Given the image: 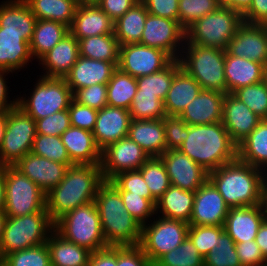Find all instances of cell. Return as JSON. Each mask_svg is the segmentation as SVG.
<instances>
[{
    "label": "cell",
    "mask_w": 267,
    "mask_h": 266,
    "mask_svg": "<svg viewBox=\"0 0 267 266\" xmlns=\"http://www.w3.org/2000/svg\"><path fill=\"white\" fill-rule=\"evenodd\" d=\"M37 19L25 0L0 1V27L2 32L25 33L30 42Z\"/></svg>",
    "instance_id": "30"
},
{
    "label": "cell",
    "mask_w": 267,
    "mask_h": 266,
    "mask_svg": "<svg viewBox=\"0 0 267 266\" xmlns=\"http://www.w3.org/2000/svg\"><path fill=\"white\" fill-rule=\"evenodd\" d=\"M53 231L54 222L47 211L7 216L0 242V261L12 252L45 244Z\"/></svg>",
    "instance_id": "5"
},
{
    "label": "cell",
    "mask_w": 267,
    "mask_h": 266,
    "mask_svg": "<svg viewBox=\"0 0 267 266\" xmlns=\"http://www.w3.org/2000/svg\"><path fill=\"white\" fill-rule=\"evenodd\" d=\"M131 117L129 110L106 105L98 110L93 136L97 147L102 151L109 144L128 135Z\"/></svg>",
    "instance_id": "19"
},
{
    "label": "cell",
    "mask_w": 267,
    "mask_h": 266,
    "mask_svg": "<svg viewBox=\"0 0 267 266\" xmlns=\"http://www.w3.org/2000/svg\"><path fill=\"white\" fill-rule=\"evenodd\" d=\"M260 120L259 116L232 93L225 94L222 124L236 145L243 141L257 127Z\"/></svg>",
    "instance_id": "20"
},
{
    "label": "cell",
    "mask_w": 267,
    "mask_h": 266,
    "mask_svg": "<svg viewBox=\"0 0 267 266\" xmlns=\"http://www.w3.org/2000/svg\"><path fill=\"white\" fill-rule=\"evenodd\" d=\"M139 0H96L95 3L115 22Z\"/></svg>",
    "instance_id": "60"
},
{
    "label": "cell",
    "mask_w": 267,
    "mask_h": 266,
    "mask_svg": "<svg viewBox=\"0 0 267 266\" xmlns=\"http://www.w3.org/2000/svg\"><path fill=\"white\" fill-rule=\"evenodd\" d=\"M242 23L243 18L238 11L219 6L185 30V43L226 51L229 41Z\"/></svg>",
    "instance_id": "9"
},
{
    "label": "cell",
    "mask_w": 267,
    "mask_h": 266,
    "mask_svg": "<svg viewBox=\"0 0 267 266\" xmlns=\"http://www.w3.org/2000/svg\"><path fill=\"white\" fill-rule=\"evenodd\" d=\"M232 94L261 119H267V83L265 81L239 88Z\"/></svg>",
    "instance_id": "47"
},
{
    "label": "cell",
    "mask_w": 267,
    "mask_h": 266,
    "mask_svg": "<svg viewBox=\"0 0 267 266\" xmlns=\"http://www.w3.org/2000/svg\"><path fill=\"white\" fill-rule=\"evenodd\" d=\"M14 167L45 193H48L64 179L68 169L66 164L51 161L32 152L26 154Z\"/></svg>",
    "instance_id": "21"
},
{
    "label": "cell",
    "mask_w": 267,
    "mask_h": 266,
    "mask_svg": "<svg viewBox=\"0 0 267 266\" xmlns=\"http://www.w3.org/2000/svg\"><path fill=\"white\" fill-rule=\"evenodd\" d=\"M70 33L77 39L114 34V21L95 3H79Z\"/></svg>",
    "instance_id": "24"
},
{
    "label": "cell",
    "mask_w": 267,
    "mask_h": 266,
    "mask_svg": "<svg viewBox=\"0 0 267 266\" xmlns=\"http://www.w3.org/2000/svg\"><path fill=\"white\" fill-rule=\"evenodd\" d=\"M61 139L73 164H101V150L97 147L92 132L70 126L61 135Z\"/></svg>",
    "instance_id": "28"
},
{
    "label": "cell",
    "mask_w": 267,
    "mask_h": 266,
    "mask_svg": "<svg viewBox=\"0 0 267 266\" xmlns=\"http://www.w3.org/2000/svg\"><path fill=\"white\" fill-rule=\"evenodd\" d=\"M71 126L93 132L98 110L79 104L74 99L68 108Z\"/></svg>",
    "instance_id": "56"
},
{
    "label": "cell",
    "mask_w": 267,
    "mask_h": 266,
    "mask_svg": "<svg viewBox=\"0 0 267 266\" xmlns=\"http://www.w3.org/2000/svg\"><path fill=\"white\" fill-rule=\"evenodd\" d=\"M95 205L107 246H138L142 225L126 210L119 190L104 181L97 190Z\"/></svg>",
    "instance_id": "4"
},
{
    "label": "cell",
    "mask_w": 267,
    "mask_h": 266,
    "mask_svg": "<svg viewBox=\"0 0 267 266\" xmlns=\"http://www.w3.org/2000/svg\"><path fill=\"white\" fill-rule=\"evenodd\" d=\"M131 119L157 120L163 119L167 114L164 101L154 93H141L137 90L136 95L129 108Z\"/></svg>",
    "instance_id": "43"
},
{
    "label": "cell",
    "mask_w": 267,
    "mask_h": 266,
    "mask_svg": "<svg viewBox=\"0 0 267 266\" xmlns=\"http://www.w3.org/2000/svg\"><path fill=\"white\" fill-rule=\"evenodd\" d=\"M119 192L126 210L142 226L156 216V206L149 199L128 191Z\"/></svg>",
    "instance_id": "52"
},
{
    "label": "cell",
    "mask_w": 267,
    "mask_h": 266,
    "mask_svg": "<svg viewBox=\"0 0 267 266\" xmlns=\"http://www.w3.org/2000/svg\"><path fill=\"white\" fill-rule=\"evenodd\" d=\"M255 241L263 256L267 259V221L264 220L263 223L260 225L258 232L256 234Z\"/></svg>",
    "instance_id": "65"
},
{
    "label": "cell",
    "mask_w": 267,
    "mask_h": 266,
    "mask_svg": "<svg viewBox=\"0 0 267 266\" xmlns=\"http://www.w3.org/2000/svg\"><path fill=\"white\" fill-rule=\"evenodd\" d=\"M6 130V113H0V147Z\"/></svg>",
    "instance_id": "67"
},
{
    "label": "cell",
    "mask_w": 267,
    "mask_h": 266,
    "mask_svg": "<svg viewBox=\"0 0 267 266\" xmlns=\"http://www.w3.org/2000/svg\"><path fill=\"white\" fill-rule=\"evenodd\" d=\"M5 206V166H0V211Z\"/></svg>",
    "instance_id": "66"
},
{
    "label": "cell",
    "mask_w": 267,
    "mask_h": 266,
    "mask_svg": "<svg viewBox=\"0 0 267 266\" xmlns=\"http://www.w3.org/2000/svg\"><path fill=\"white\" fill-rule=\"evenodd\" d=\"M237 159L263 171L267 170V119L237 145Z\"/></svg>",
    "instance_id": "34"
},
{
    "label": "cell",
    "mask_w": 267,
    "mask_h": 266,
    "mask_svg": "<svg viewBox=\"0 0 267 266\" xmlns=\"http://www.w3.org/2000/svg\"><path fill=\"white\" fill-rule=\"evenodd\" d=\"M33 84V88L28 91L30 94L21 95L20 91V95L17 94L16 98L17 106L34 120L69 108L73 93L64 78H47L37 75Z\"/></svg>",
    "instance_id": "7"
},
{
    "label": "cell",
    "mask_w": 267,
    "mask_h": 266,
    "mask_svg": "<svg viewBox=\"0 0 267 266\" xmlns=\"http://www.w3.org/2000/svg\"><path fill=\"white\" fill-rule=\"evenodd\" d=\"M264 81L267 83V64L265 65Z\"/></svg>",
    "instance_id": "70"
},
{
    "label": "cell",
    "mask_w": 267,
    "mask_h": 266,
    "mask_svg": "<svg viewBox=\"0 0 267 266\" xmlns=\"http://www.w3.org/2000/svg\"><path fill=\"white\" fill-rule=\"evenodd\" d=\"M188 228L189 224L183 221L156 215L142 226L138 246L154 264L162 255L174 250L186 239Z\"/></svg>",
    "instance_id": "12"
},
{
    "label": "cell",
    "mask_w": 267,
    "mask_h": 266,
    "mask_svg": "<svg viewBox=\"0 0 267 266\" xmlns=\"http://www.w3.org/2000/svg\"><path fill=\"white\" fill-rule=\"evenodd\" d=\"M229 207L215 186L207 180L195 191L189 225L223 226Z\"/></svg>",
    "instance_id": "17"
},
{
    "label": "cell",
    "mask_w": 267,
    "mask_h": 266,
    "mask_svg": "<svg viewBox=\"0 0 267 266\" xmlns=\"http://www.w3.org/2000/svg\"><path fill=\"white\" fill-rule=\"evenodd\" d=\"M150 156L128 136L101 151V171L105 181L119 173L138 170Z\"/></svg>",
    "instance_id": "15"
},
{
    "label": "cell",
    "mask_w": 267,
    "mask_h": 266,
    "mask_svg": "<svg viewBox=\"0 0 267 266\" xmlns=\"http://www.w3.org/2000/svg\"><path fill=\"white\" fill-rule=\"evenodd\" d=\"M118 63L89 59L79 55L77 62L64 77L72 93L95 84H107Z\"/></svg>",
    "instance_id": "25"
},
{
    "label": "cell",
    "mask_w": 267,
    "mask_h": 266,
    "mask_svg": "<svg viewBox=\"0 0 267 266\" xmlns=\"http://www.w3.org/2000/svg\"><path fill=\"white\" fill-rule=\"evenodd\" d=\"M37 134L61 136L70 126L68 109L35 120Z\"/></svg>",
    "instance_id": "55"
},
{
    "label": "cell",
    "mask_w": 267,
    "mask_h": 266,
    "mask_svg": "<svg viewBox=\"0 0 267 266\" xmlns=\"http://www.w3.org/2000/svg\"><path fill=\"white\" fill-rule=\"evenodd\" d=\"M224 73L226 94L235 90L264 81L265 65L247 58L230 55L225 51Z\"/></svg>",
    "instance_id": "27"
},
{
    "label": "cell",
    "mask_w": 267,
    "mask_h": 266,
    "mask_svg": "<svg viewBox=\"0 0 267 266\" xmlns=\"http://www.w3.org/2000/svg\"><path fill=\"white\" fill-rule=\"evenodd\" d=\"M78 57L79 42L71 33H68L37 61L39 69L44 71L39 75L47 78H64L77 62Z\"/></svg>",
    "instance_id": "23"
},
{
    "label": "cell",
    "mask_w": 267,
    "mask_h": 266,
    "mask_svg": "<svg viewBox=\"0 0 267 266\" xmlns=\"http://www.w3.org/2000/svg\"><path fill=\"white\" fill-rule=\"evenodd\" d=\"M46 210V193L14 166H5L6 216L19 217Z\"/></svg>",
    "instance_id": "10"
},
{
    "label": "cell",
    "mask_w": 267,
    "mask_h": 266,
    "mask_svg": "<svg viewBox=\"0 0 267 266\" xmlns=\"http://www.w3.org/2000/svg\"><path fill=\"white\" fill-rule=\"evenodd\" d=\"M235 249L242 266H266L267 259L255 240L236 243Z\"/></svg>",
    "instance_id": "57"
},
{
    "label": "cell",
    "mask_w": 267,
    "mask_h": 266,
    "mask_svg": "<svg viewBox=\"0 0 267 266\" xmlns=\"http://www.w3.org/2000/svg\"><path fill=\"white\" fill-rule=\"evenodd\" d=\"M6 214L4 211H0V242H1V238L3 235V228H4V223L6 220Z\"/></svg>",
    "instance_id": "69"
},
{
    "label": "cell",
    "mask_w": 267,
    "mask_h": 266,
    "mask_svg": "<svg viewBox=\"0 0 267 266\" xmlns=\"http://www.w3.org/2000/svg\"><path fill=\"white\" fill-rule=\"evenodd\" d=\"M79 55L89 59L119 63V43L115 34L96 35L78 40Z\"/></svg>",
    "instance_id": "39"
},
{
    "label": "cell",
    "mask_w": 267,
    "mask_h": 266,
    "mask_svg": "<svg viewBox=\"0 0 267 266\" xmlns=\"http://www.w3.org/2000/svg\"><path fill=\"white\" fill-rule=\"evenodd\" d=\"M35 120L17 105L6 112V130L0 147V166H14L32 151Z\"/></svg>",
    "instance_id": "11"
},
{
    "label": "cell",
    "mask_w": 267,
    "mask_h": 266,
    "mask_svg": "<svg viewBox=\"0 0 267 266\" xmlns=\"http://www.w3.org/2000/svg\"><path fill=\"white\" fill-rule=\"evenodd\" d=\"M263 204L229 208L224 222V231L235 243L255 240L260 225L266 219Z\"/></svg>",
    "instance_id": "22"
},
{
    "label": "cell",
    "mask_w": 267,
    "mask_h": 266,
    "mask_svg": "<svg viewBox=\"0 0 267 266\" xmlns=\"http://www.w3.org/2000/svg\"><path fill=\"white\" fill-rule=\"evenodd\" d=\"M242 18L245 23L267 25V0H253Z\"/></svg>",
    "instance_id": "61"
},
{
    "label": "cell",
    "mask_w": 267,
    "mask_h": 266,
    "mask_svg": "<svg viewBox=\"0 0 267 266\" xmlns=\"http://www.w3.org/2000/svg\"><path fill=\"white\" fill-rule=\"evenodd\" d=\"M127 136L150 157L161 156L166 151L163 119H131Z\"/></svg>",
    "instance_id": "31"
},
{
    "label": "cell",
    "mask_w": 267,
    "mask_h": 266,
    "mask_svg": "<svg viewBox=\"0 0 267 266\" xmlns=\"http://www.w3.org/2000/svg\"><path fill=\"white\" fill-rule=\"evenodd\" d=\"M173 59L157 48L136 44L119 47L118 68L134 78L150 75L163 70Z\"/></svg>",
    "instance_id": "14"
},
{
    "label": "cell",
    "mask_w": 267,
    "mask_h": 266,
    "mask_svg": "<svg viewBox=\"0 0 267 266\" xmlns=\"http://www.w3.org/2000/svg\"><path fill=\"white\" fill-rule=\"evenodd\" d=\"M263 205L267 216V170L264 171Z\"/></svg>",
    "instance_id": "68"
},
{
    "label": "cell",
    "mask_w": 267,
    "mask_h": 266,
    "mask_svg": "<svg viewBox=\"0 0 267 266\" xmlns=\"http://www.w3.org/2000/svg\"><path fill=\"white\" fill-rule=\"evenodd\" d=\"M178 60L202 89L226 94L225 50L185 43Z\"/></svg>",
    "instance_id": "6"
},
{
    "label": "cell",
    "mask_w": 267,
    "mask_h": 266,
    "mask_svg": "<svg viewBox=\"0 0 267 266\" xmlns=\"http://www.w3.org/2000/svg\"><path fill=\"white\" fill-rule=\"evenodd\" d=\"M100 164L69 166L64 179L46 193V210L55 223L71 210L93 202L104 182Z\"/></svg>",
    "instance_id": "1"
},
{
    "label": "cell",
    "mask_w": 267,
    "mask_h": 266,
    "mask_svg": "<svg viewBox=\"0 0 267 266\" xmlns=\"http://www.w3.org/2000/svg\"><path fill=\"white\" fill-rule=\"evenodd\" d=\"M117 266H153L139 246L117 247Z\"/></svg>",
    "instance_id": "58"
},
{
    "label": "cell",
    "mask_w": 267,
    "mask_h": 266,
    "mask_svg": "<svg viewBox=\"0 0 267 266\" xmlns=\"http://www.w3.org/2000/svg\"><path fill=\"white\" fill-rule=\"evenodd\" d=\"M181 69L178 59H174L163 70L136 78L137 90L141 93H154L159 99H165L174 75Z\"/></svg>",
    "instance_id": "41"
},
{
    "label": "cell",
    "mask_w": 267,
    "mask_h": 266,
    "mask_svg": "<svg viewBox=\"0 0 267 266\" xmlns=\"http://www.w3.org/2000/svg\"><path fill=\"white\" fill-rule=\"evenodd\" d=\"M54 230L67 241L96 252L107 246L95 202L79 206L54 223Z\"/></svg>",
    "instance_id": "8"
},
{
    "label": "cell",
    "mask_w": 267,
    "mask_h": 266,
    "mask_svg": "<svg viewBox=\"0 0 267 266\" xmlns=\"http://www.w3.org/2000/svg\"><path fill=\"white\" fill-rule=\"evenodd\" d=\"M236 243L224 231L218 245L204 257V266H242L235 249Z\"/></svg>",
    "instance_id": "48"
},
{
    "label": "cell",
    "mask_w": 267,
    "mask_h": 266,
    "mask_svg": "<svg viewBox=\"0 0 267 266\" xmlns=\"http://www.w3.org/2000/svg\"><path fill=\"white\" fill-rule=\"evenodd\" d=\"M110 182L119 191H128L140 195L149 199L156 206L157 200L151 195L139 169L119 173Z\"/></svg>",
    "instance_id": "51"
},
{
    "label": "cell",
    "mask_w": 267,
    "mask_h": 266,
    "mask_svg": "<svg viewBox=\"0 0 267 266\" xmlns=\"http://www.w3.org/2000/svg\"><path fill=\"white\" fill-rule=\"evenodd\" d=\"M226 51L232 56L247 58L266 65L267 25L243 22L229 41Z\"/></svg>",
    "instance_id": "18"
},
{
    "label": "cell",
    "mask_w": 267,
    "mask_h": 266,
    "mask_svg": "<svg viewBox=\"0 0 267 266\" xmlns=\"http://www.w3.org/2000/svg\"><path fill=\"white\" fill-rule=\"evenodd\" d=\"M140 44L165 51L179 59L185 44V29L179 21L147 14Z\"/></svg>",
    "instance_id": "13"
},
{
    "label": "cell",
    "mask_w": 267,
    "mask_h": 266,
    "mask_svg": "<svg viewBox=\"0 0 267 266\" xmlns=\"http://www.w3.org/2000/svg\"><path fill=\"white\" fill-rule=\"evenodd\" d=\"M219 7L218 0H179V23L186 30L195 21Z\"/></svg>",
    "instance_id": "49"
},
{
    "label": "cell",
    "mask_w": 267,
    "mask_h": 266,
    "mask_svg": "<svg viewBox=\"0 0 267 266\" xmlns=\"http://www.w3.org/2000/svg\"><path fill=\"white\" fill-rule=\"evenodd\" d=\"M0 266H51L49 248L45 243L12 252L0 261Z\"/></svg>",
    "instance_id": "45"
},
{
    "label": "cell",
    "mask_w": 267,
    "mask_h": 266,
    "mask_svg": "<svg viewBox=\"0 0 267 266\" xmlns=\"http://www.w3.org/2000/svg\"><path fill=\"white\" fill-rule=\"evenodd\" d=\"M229 208L263 204L264 171L238 159L208 173Z\"/></svg>",
    "instance_id": "2"
},
{
    "label": "cell",
    "mask_w": 267,
    "mask_h": 266,
    "mask_svg": "<svg viewBox=\"0 0 267 266\" xmlns=\"http://www.w3.org/2000/svg\"><path fill=\"white\" fill-rule=\"evenodd\" d=\"M139 170L151 195L156 200L171 186L165 164L160 156L149 157Z\"/></svg>",
    "instance_id": "42"
},
{
    "label": "cell",
    "mask_w": 267,
    "mask_h": 266,
    "mask_svg": "<svg viewBox=\"0 0 267 266\" xmlns=\"http://www.w3.org/2000/svg\"><path fill=\"white\" fill-rule=\"evenodd\" d=\"M68 33L69 27L52 20H37L29 42L30 53L36 62Z\"/></svg>",
    "instance_id": "37"
},
{
    "label": "cell",
    "mask_w": 267,
    "mask_h": 266,
    "mask_svg": "<svg viewBox=\"0 0 267 266\" xmlns=\"http://www.w3.org/2000/svg\"><path fill=\"white\" fill-rule=\"evenodd\" d=\"M223 232V226L189 225L187 237L198 249L199 254L205 257L218 245L219 236Z\"/></svg>",
    "instance_id": "50"
},
{
    "label": "cell",
    "mask_w": 267,
    "mask_h": 266,
    "mask_svg": "<svg viewBox=\"0 0 267 266\" xmlns=\"http://www.w3.org/2000/svg\"><path fill=\"white\" fill-rule=\"evenodd\" d=\"M51 266H88L90 251L73 242L67 241L55 230L46 242Z\"/></svg>",
    "instance_id": "35"
},
{
    "label": "cell",
    "mask_w": 267,
    "mask_h": 266,
    "mask_svg": "<svg viewBox=\"0 0 267 266\" xmlns=\"http://www.w3.org/2000/svg\"><path fill=\"white\" fill-rule=\"evenodd\" d=\"M195 192L186 191L171 185L157 200L156 215L189 224ZM160 214V215H159Z\"/></svg>",
    "instance_id": "33"
},
{
    "label": "cell",
    "mask_w": 267,
    "mask_h": 266,
    "mask_svg": "<svg viewBox=\"0 0 267 266\" xmlns=\"http://www.w3.org/2000/svg\"><path fill=\"white\" fill-rule=\"evenodd\" d=\"M151 15L169 18L178 21V2L179 0H141Z\"/></svg>",
    "instance_id": "59"
},
{
    "label": "cell",
    "mask_w": 267,
    "mask_h": 266,
    "mask_svg": "<svg viewBox=\"0 0 267 266\" xmlns=\"http://www.w3.org/2000/svg\"><path fill=\"white\" fill-rule=\"evenodd\" d=\"M178 150L208 172L237 159V145L222 122L188 125V136Z\"/></svg>",
    "instance_id": "3"
},
{
    "label": "cell",
    "mask_w": 267,
    "mask_h": 266,
    "mask_svg": "<svg viewBox=\"0 0 267 266\" xmlns=\"http://www.w3.org/2000/svg\"><path fill=\"white\" fill-rule=\"evenodd\" d=\"M153 265L204 266V257L199 254L192 241L186 237L178 247L162 255Z\"/></svg>",
    "instance_id": "44"
},
{
    "label": "cell",
    "mask_w": 267,
    "mask_h": 266,
    "mask_svg": "<svg viewBox=\"0 0 267 266\" xmlns=\"http://www.w3.org/2000/svg\"><path fill=\"white\" fill-rule=\"evenodd\" d=\"M225 93L204 90L191 101L180 117L188 125H206L222 122L223 100Z\"/></svg>",
    "instance_id": "26"
},
{
    "label": "cell",
    "mask_w": 267,
    "mask_h": 266,
    "mask_svg": "<svg viewBox=\"0 0 267 266\" xmlns=\"http://www.w3.org/2000/svg\"><path fill=\"white\" fill-rule=\"evenodd\" d=\"M166 150L178 149L188 136V124L180 116L166 115L163 118Z\"/></svg>",
    "instance_id": "53"
},
{
    "label": "cell",
    "mask_w": 267,
    "mask_h": 266,
    "mask_svg": "<svg viewBox=\"0 0 267 266\" xmlns=\"http://www.w3.org/2000/svg\"><path fill=\"white\" fill-rule=\"evenodd\" d=\"M73 99L79 104L100 110L107 104V84H95L73 93Z\"/></svg>",
    "instance_id": "54"
},
{
    "label": "cell",
    "mask_w": 267,
    "mask_h": 266,
    "mask_svg": "<svg viewBox=\"0 0 267 266\" xmlns=\"http://www.w3.org/2000/svg\"><path fill=\"white\" fill-rule=\"evenodd\" d=\"M31 152L51 161L66 164L68 167L74 165L67 154L61 136L37 134Z\"/></svg>",
    "instance_id": "46"
},
{
    "label": "cell",
    "mask_w": 267,
    "mask_h": 266,
    "mask_svg": "<svg viewBox=\"0 0 267 266\" xmlns=\"http://www.w3.org/2000/svg\"><path fill=\"white\" fill-rule=\"evenodd\" d=\"M147 14L146 5L139 0L114 22V34L120 46L140 43Z\"/></svg>",
    "instance_id": "36"
},
{
    "label": "cell",
    "mask_w": 267,
    "mask_h": 266,
    "mask_svg": "<svg viewBox=\"0 0 267 266\" xmlns=\"http://www.w3.org/2000/svg\"><path fill=\"white\" fill-rule=\"evenodd\" d=\"M13 75L12 72L0 69V113H6L9 109L17 105V96L10 97V89L8 87V75ZM12 99V100H11Z\"/></svg>",
    "instance_id": "63"
},
{
    "label": "cell",
    "mask_w": 267,
    "mask_h": 266,
    "mask_svg": "<svg viewBox=\"0 0 267 266\" xmlns=\"http://www.w3.org/2000/svg\"><path fill=\"white\" fill-rule=\"evenodd\" d=\"M136 93V78L117 68L107 83V104L129 110Z\"/></svg>",
    "instance_id": "40"
},
{
    "label": "cell",
    "mask_w": 267,
    "mask_h": 266,
    "mask_svg": "<svg viewBox=\"0 0 267 266\" xmlns=\"http://www.w3.org/2000/svg\"><path fill=\"white\" fill-rule=\"evenodd\" d=\"M201 90L200 84L181 68L174 75L170 89L164 99L166 114L180 116Z\"/></svg>",
    "instance_id": "32"
},
{
    "label": "cell",
    "mask_w": 267,
    "mask_h": 266,
    "mask_svg": "<svg viewBox=\"0 0 267 266\" xmlns=\"http://www.w3.org/2000/svg\"><path fill=\"white\" fill-rule=\"evenodd\" d=\"M80 3L95 2L96 0H78Z\"/></svg>",
    "instance_id": "71"
},
{
    "label": "cell",
    "mask_w": 267,
    "mask_h": 266,
    "mask_svg": "<svg viewBox=\"0 0 267 266\" xmlns=\"http://www.w3.org/2000/svg\"><path fill=\"white\" fill-rule=\"evenodd\" d=\"M253 0H218L220 7H229L243 15L250 7Z\"/></svg>",
    "instance_id": "64"
},
{
    "label": "cell",
    "mask_w": 267,
    "mask_h": 266,
    "mask_svg": "<svg viewBox=\"0 0 267 266\" xmlns=\"http://www.w3.org/2000/svg\"><path fill=\"white\" fill-rule=\"evenodd\" d=\"M160 157L173 186L195 192L208 180L209 172L178 149L166 150Z\"/></svg>",
    "instance_id": "16"
},
{
    "label": "cell",
    "mask_w": 267,
    "mask_h": 266,
    "mask_svg": "<svg viewBox=\"0 0 267 266\" xmlns=\"http://www.w3.org/2000/svg\"><path fill=\"white\" fill-rule=\"evenodd\" d=\"M37 20H52L70 28L78 0H25Z\"/></svg>",
    "instance_id": "38"
},
{
    "label": "cell",
    "mask_w": 267,
    "mask_h": 266,
    "mask_svg": "<svg viewBox=\"0 0 267 266\" xmlns=\"http://www.w3.org/2000/svg\"><path fill=\"white\" fill-rule=\"evenodd\" d=\"M88 266H117V247L108 246L90 253Z\"/></svg>",
    "instance_id": "62"
},
{
    "label": "cell",
    "mask_w": 267,
    "mask_h": 266,
    "mask_svg": "<svg viewBox=\"0 0 267 266\" xmlns=\"http://www.w3.org/2000/svg\"><path fill=\"white\" fill-rule=\"evenodd\" d=\"M33 61L25 33L2 32L0 27V69L17 74Z\"/></svg>",
    "instance_id": "29"
}]
</instances>
